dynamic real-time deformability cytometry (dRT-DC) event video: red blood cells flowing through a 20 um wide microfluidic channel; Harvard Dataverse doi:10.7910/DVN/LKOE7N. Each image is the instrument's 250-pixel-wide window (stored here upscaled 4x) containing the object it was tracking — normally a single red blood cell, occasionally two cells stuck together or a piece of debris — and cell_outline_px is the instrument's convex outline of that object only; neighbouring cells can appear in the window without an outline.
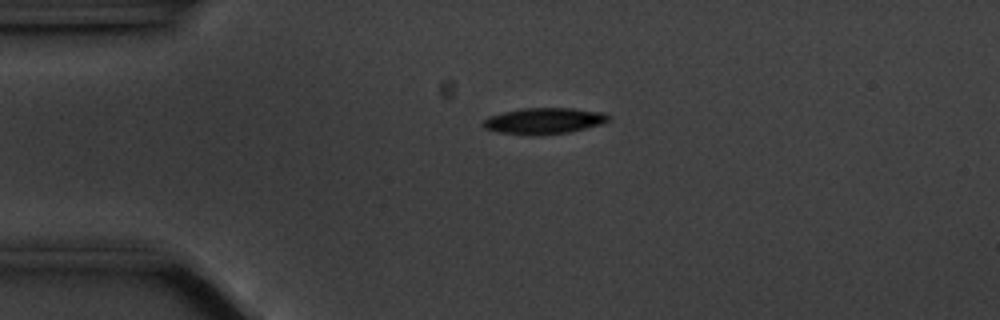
{"species": "common noctule bat (a hibernating species)", "species_latin": "Nyctalus noctula", "temperature_condition": "cold", "stored_images_in_passage": 45, "camera_frame_rate_fps": 3000, "um_per_image_px": 0.085, "animal": {"sex": "male", "body_mass_g": 20.1, "forearm_length_mm": 53.5}, "frame": {"image": 1, "passage_image": 1, "time_ms": 0.0, "image_size_px": [1000, 320], "cell_outline_px": [[612, 120], [604, 124], [568, 132], [540, 136], [496, 132], [484, 128], [480, 124], [488, 116], [504, 112], [524, 108], [572, 108], [604, 112]], "centroid_in_image_um": [46.25, 10.28], "position_along_channel_um": 38.8, "area_um2": 19.36}}
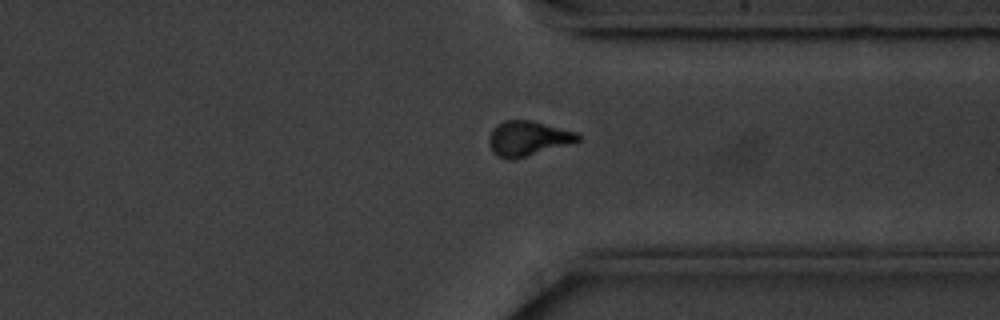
{"frame": {"image": 2, "passage_image": 31, "time_ms": 10.0, "image_size_px": [1000, 320], "cell_outline_px": [[580, 140], [568, 144], [512, 160], [508, 160], [492, 152], [488, 144], [488, 136], [492, 128], [496, 124], [504, 120], [532, 120], [576, 132], [580, 136]], "centroid_in_image_um": [44.81, 11.75], "position_along_channel_um": 366.6, "area_um2": 18.03}}
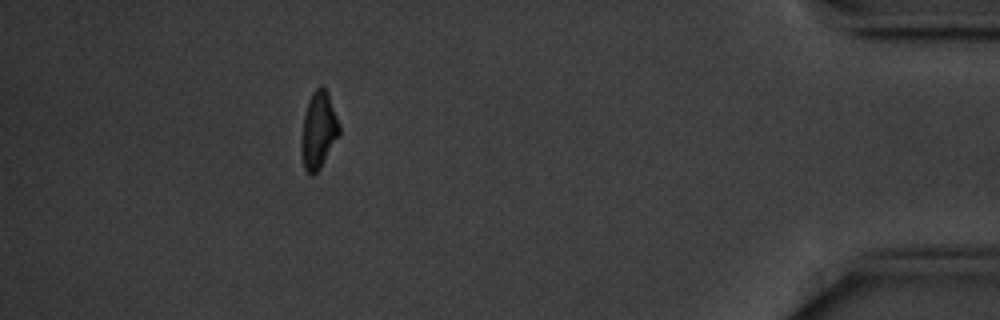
{"frame": {"image": 3, "passage_image": 39, "time_ms": 12.667, "image_size_px": [1000, 320], "cell_outline_px": [[340, 132], [320, 168], [312, 176], [308, 176], [304, 168], [300, 152], [300, 140], [304, 116], [308, 100], [312, 92], [316, 88], [324, 88], [328, 92], [340, 124]], "centroid_in_image_um": [27.05, 11.1], "position_along_channel_um": 408.2, "area_um2": 17.05}, "authors_computed_cell_mechanics": {"area_um2": 18.3226, "velocity_mm_per_s": 3.5486, "shape_relaxation_time_tau1_ms": 2.1199, "shape_relaxation_time_tau2_ms": null, "deformation_change_tau1": 0.1161, "deformation_change_tau2": null}}